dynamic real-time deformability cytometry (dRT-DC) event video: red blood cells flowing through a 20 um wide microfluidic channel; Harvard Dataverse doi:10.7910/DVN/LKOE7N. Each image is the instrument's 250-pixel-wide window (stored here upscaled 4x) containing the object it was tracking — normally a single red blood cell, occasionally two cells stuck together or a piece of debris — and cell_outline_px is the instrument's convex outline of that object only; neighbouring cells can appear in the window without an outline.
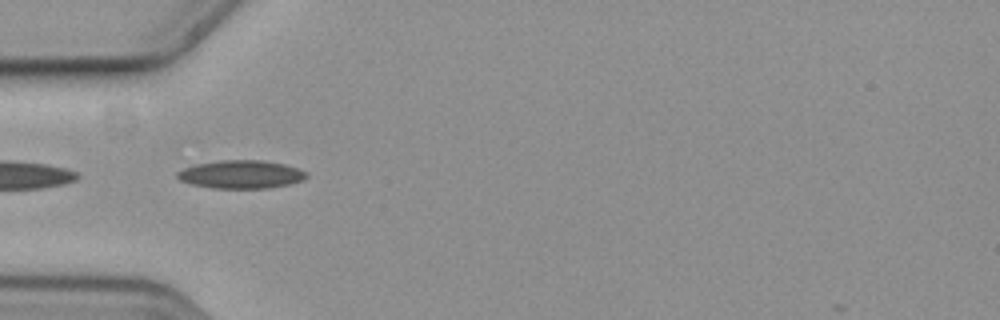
{"species": "common noctule bat (a hibernating species)", "species_latin": "Nyctalus noctula", "temperature_condition": "cold", "stored_images_in_passage": 8, "camera_frame_rate_fps": 3000, "um_per_image_px": 0.085, "animal": {"sex": "female", "body_mass_g": 19.3, "forearm_length_mm": 54.1}, "frame": {"image": 1, "passage_image": 2, "time_ms": 0.333, "image_size_px": [1000, 320], "cell_outline_px": [[308, 176], [304, 180], [292, 184], [268, 188], [212, 188], [192, 184], [180, 180], [176, 176], [176, 172], [184, 168], [196, 164], [220, 160], [264, 160], [284, 164], [308, 172]], "centroid_in_image_um": [20.52, 14.82], "position_along_channel_um": 64.5, "area_um2": 21.33}}
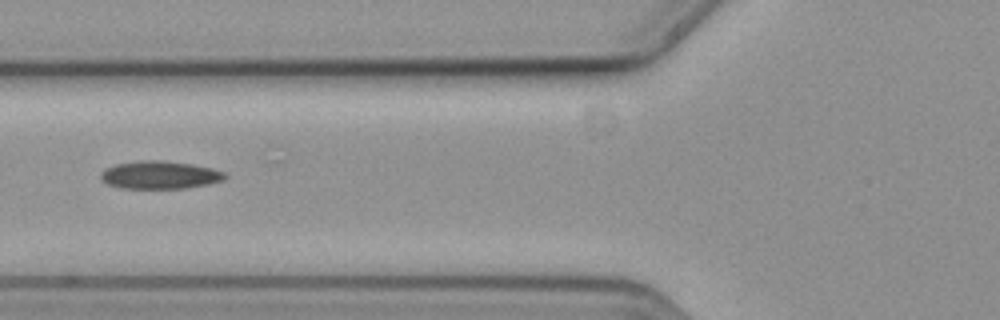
{"frame": {"image": 2, "passage_image": 6, "time_ms": 1.667, "image_size_px": [1000, 320], "cell_outline_px": [[228, 176], [224, 180], [208, 184], [184, 188], [120, 188], [108, 184], [100, 180], [100, 172], [104, 168], [116, 164], [140, 160], [164, 160], [192, 164], [212, 168], [224, 172]], "centroid_in_image_um": [13.56, 14.86], "position_along_channel_um": 112.2, "area_um2": 20.35}}